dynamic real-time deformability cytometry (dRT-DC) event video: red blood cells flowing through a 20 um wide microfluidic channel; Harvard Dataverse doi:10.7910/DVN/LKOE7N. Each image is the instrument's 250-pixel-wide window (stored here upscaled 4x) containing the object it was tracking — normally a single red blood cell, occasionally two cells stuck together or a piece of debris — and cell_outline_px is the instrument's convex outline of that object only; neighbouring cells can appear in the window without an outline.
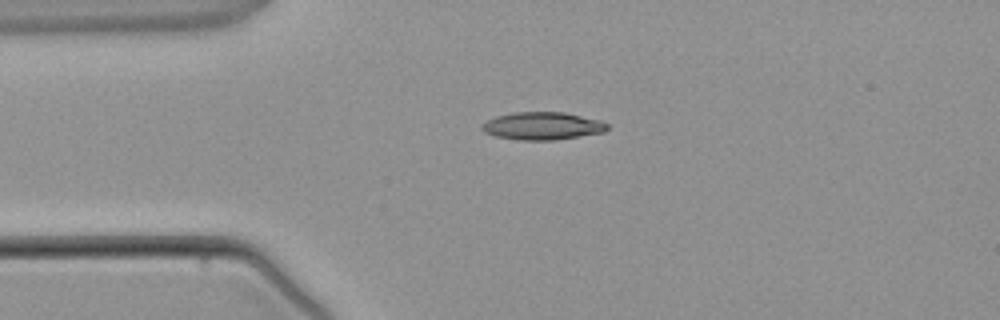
{"species": "common noctule bat (a hibernating species)", "species_latin": "Nyctalus noctula", "temperature_condition": "warm", "stored_images_in_passage": 2, "camera_frame_rate_fps": 3000, "um_per_image_px": 0.085, "animal": {"sex": "male", "body_mass_g": 21.5, "forearm_length_mm": 52.0}, "frame": {"image": 1, "passage_image": 1, "time_ms": 0.0, "image_size_px": [1000, 320], "cell_outline_px": [[608, 128], [604, 132], [556, 140], [520, 140], [496, 136], [484, 132], [480, 128], [488, 120], [496, 116], [512, 112], [564, 112], [600, 120], [608, 124]], "centroid_in_image_um": [46.12, 10.7], "position_along_channel_um": 38.9, "area_um2": 20.17}}